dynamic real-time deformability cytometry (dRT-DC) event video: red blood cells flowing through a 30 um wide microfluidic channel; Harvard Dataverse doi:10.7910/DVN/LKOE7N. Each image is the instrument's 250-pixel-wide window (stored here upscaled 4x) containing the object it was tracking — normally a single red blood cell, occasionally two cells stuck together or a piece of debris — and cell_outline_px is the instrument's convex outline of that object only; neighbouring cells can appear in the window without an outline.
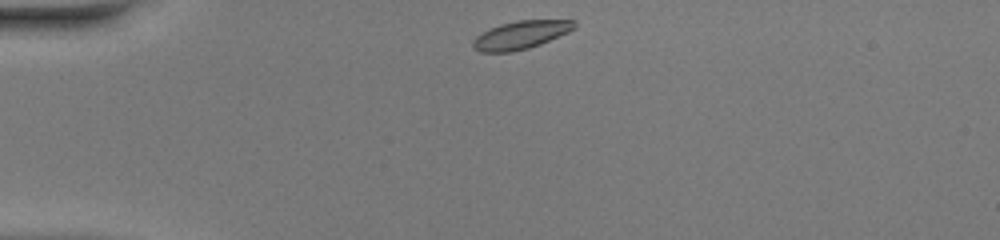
{"species": "common noctule bat (a hibernating species)", "species_latin": "Nyctalus noctula", "temperature_condition": "warm", "stored_images_in_passage": 39, "camera_frame_rate_fps": 3000, "um_per_image_px": 0.085, "animal": {"sex": "female", "body_mass_g": 20.0, "forearm_length_mm": 54.0}, "frame": {"image": 1, "passage_image": 1, "time_ms": 0.0, "image_size_px": [1000, 240], "cell_outline_px": [[576, 28], [568, 32], [540, 44], [528, 48], [512, 52], [480, 52], [472, 48], [472, 40], [476, 36], [488, 28], [500, 24], [520, 20], [576, 20]], "centroid_in_image_um": [44.23, 2.97], "position_along_channel_um": 40.8, "area_um2": 16.7}}
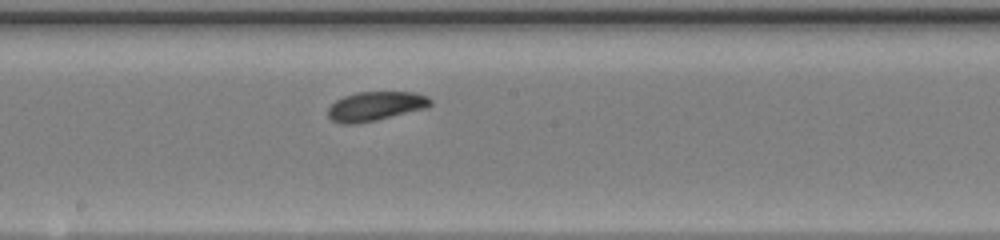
{"frame": {"image": 2, "passage_image": 17, "time_ms": 5.333, "image_size_px": [1000, 240], "cell_outline_px": [[432, 104], [428, 108], [376, 120], [356, 124], [340, 124], [332, 120], [328, 116], [328, 108], [336, 100], [344, 96], [356, 92], [416, 92], [428, 96], [432, 100]], "centroid_in_image_um": [31.94, 9.02], "position_along_channel_um": 216.3, "area_um2": 17.63}}
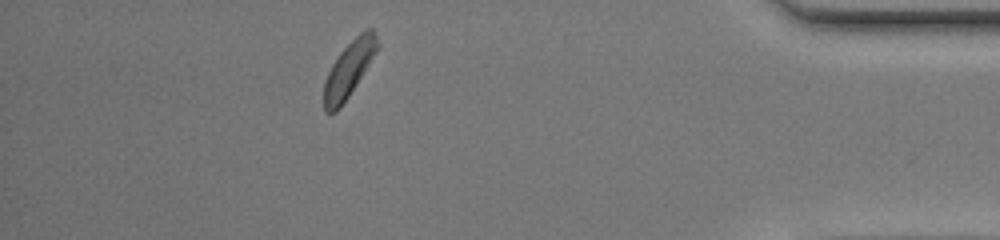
{"frame": {"image": 3, "passage_image": 34, "time_ms": 11.0, "image_size_px": [1000, 240], "cell_outline_px": [[380, 44], [356, 84], [340, 108], [336, 112], [324, 112], [324, 80], [332, 64], [340, 52], [360, 32], [368, 28], [372, 28]], "centroid_in_image_um": [29.63, 5.88], "position_along_channel_um": 405.6, "area_um2": 16.88}, "authors_computed_cell_mechanics": {"area_um2": 17.1666, "velocity_mm_per_s": 4.0729, "shape_relaxation_time_tau1_ms": 2.7105, "shape_relaxation_time_tau2_ms": null, "deformation_change_tau1": 0.1009, "deformation_change_tau2": null}}